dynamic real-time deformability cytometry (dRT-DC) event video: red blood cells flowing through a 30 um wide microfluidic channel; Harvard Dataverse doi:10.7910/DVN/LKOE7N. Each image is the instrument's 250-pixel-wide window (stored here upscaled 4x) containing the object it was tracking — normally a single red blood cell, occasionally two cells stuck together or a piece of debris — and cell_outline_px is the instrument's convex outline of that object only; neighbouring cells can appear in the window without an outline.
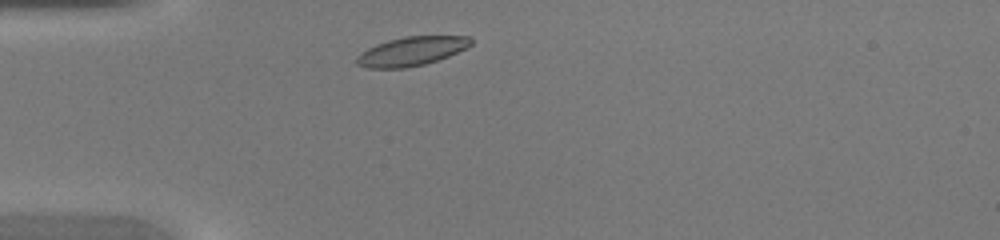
{"species": "common noctule bat (a hibernating species)", "species_latin": "Nyctalus noctula", "temperature_condition": "warm", "stored_images_in_passage": 35, "camera_frame_rate_fps": 3000, "um_per_image_px": 0.085, "animal": {"sex": "female", "body_mass_g": 20.0, "forearm_length_mm": 54.0}, "frame": {"image": 1, "passage_image": 2, "time_ms": 0.333, "image_size_px": [1000, 240], "cell_outline_px": [[472, 44], [468, 48], [448, 56], [424, 64], [404, 68], [368, 68], [356, 64], [356, 56], [368, 48], [376, 44], [388, 40], [404, 36], [468, 36], [472, 40]], "centroid_in_image_um": [34.98, 4.35], "position_along_channel_um": 50.0, "area_um2": 19.25}}
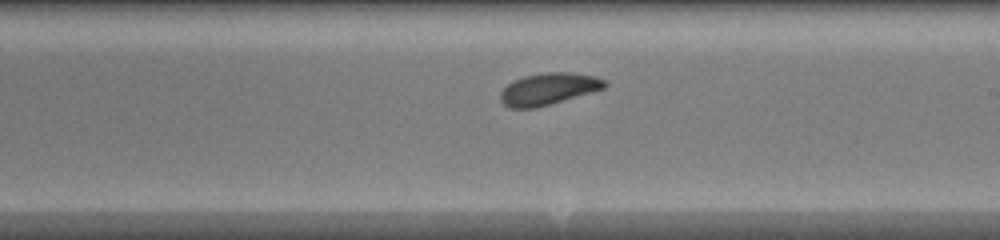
{"frame": {"image": 2, "passage_image": 16, "time_ms": 5.0, "image_size_px": [1000, 240], "cell_outline_px": [[608, 84], [604, 88], [548, 104], [532, 108], [508, 108], [500, 100], [500, 92], [512, 80], [524, 76], [548, 72], [568, 72], [596, 76], [604, 80]], "centroid_in_image_um": [46.58, 7.54], "position_along_channel_um": 242.4, "area_um2": 19.02}}
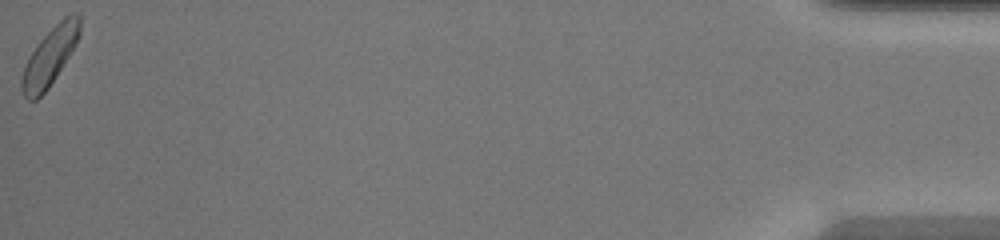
{"frame": {"image": 3, "passage_image": 35, "time_ms": 11.333, "image_size_px": [1000, 240], "cell_outline_px": [[80, 32], [76, 44], [56, 76], [48, 88], [36, 100], [28, 100], [24, 96], [20, 88], [20, 80], [24, 68], [32, 52], [40, 40], [64, 16], [72, 12], [76, 12], [80, 16]], "centroid_in_image_um": [4.24, 4.8], "position_along_channel_um": 431.0, "area_um2": 19.25}}